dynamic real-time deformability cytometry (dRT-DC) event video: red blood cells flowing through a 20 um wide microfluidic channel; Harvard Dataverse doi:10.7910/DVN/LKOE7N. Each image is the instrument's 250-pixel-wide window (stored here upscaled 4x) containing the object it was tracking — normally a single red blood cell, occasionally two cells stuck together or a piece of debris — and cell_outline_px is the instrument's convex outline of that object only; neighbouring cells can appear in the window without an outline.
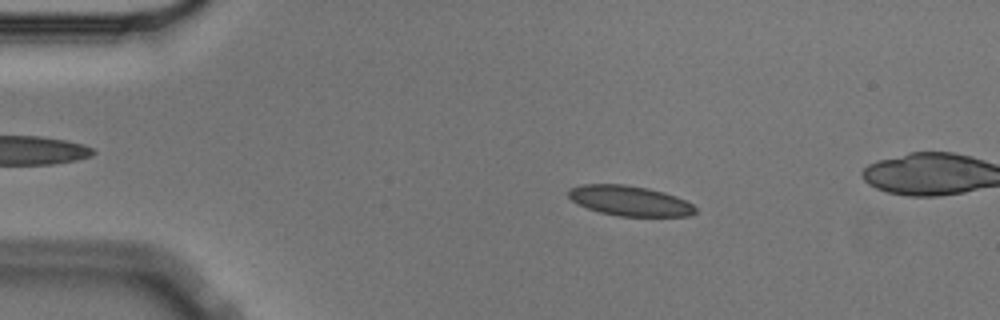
{"species": "Egyptian fruit bat (a non-hibernating species)", "species_latin": "Rousettus aegyptiacus", "temperature_condition": "cold", "stored_images_in_passage": 17, "camera_frame_rate_fps": 3000, "um_per_image_px": 0.085, "animal": {"sex": "male"}, "frame": {"image": 1, "passage_image": 10, "time_ms": 3.0, "image_size_px": [1000, 320], "cell_outline_px": [[696, 212], [692, 216], [616, 216], [600, 212], [588, 208], [572, 200], [568, 196], [568, 188], [580, 184], [624, 184], [648, 188], [664, 192], [676, 196], [692, 204], [696, 208]], "centroid_in_image_um": [53.52, 17.06], "position_along_channel_um": 31.5, "area_um2": 22.31}}